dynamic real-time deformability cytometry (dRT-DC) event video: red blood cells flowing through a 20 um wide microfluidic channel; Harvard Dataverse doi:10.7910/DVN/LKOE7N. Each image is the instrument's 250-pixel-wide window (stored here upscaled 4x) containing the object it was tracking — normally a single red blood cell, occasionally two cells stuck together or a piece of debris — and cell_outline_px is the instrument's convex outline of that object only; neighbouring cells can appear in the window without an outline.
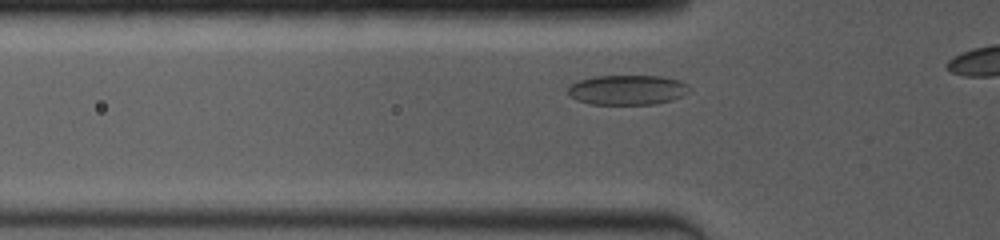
{"species": "common noctule bat (a hibernating species)", "species_latin": "Nyctalus noctula", "temperature_condition": "room temperature", "stored_images_in_passage": 27, "camera_frame_rate_fps": 4000, "um_per_image_px": 0.085, "animal": {"sex": "female", "body_mass_g": 19.0, "forearm_length_mm": 53.3}, "frame": {"image": 1, "passage_image": 14, "time_ms": 2.0, "image_size_px": [1000, 240], "cell_outline_px": [[692, 88], [688, 92], [672, 100], [656, 104], [588, 104], [576, 100], [568, 92], [568, 88], [572, 84], [580, 80], [596, 76], [660, 76], [680, 80], [688, 84]], "centroid_in_image_um": [53.36, 7.64], "position_along_channel_um": 72.4, "area_um2": 21.1}}
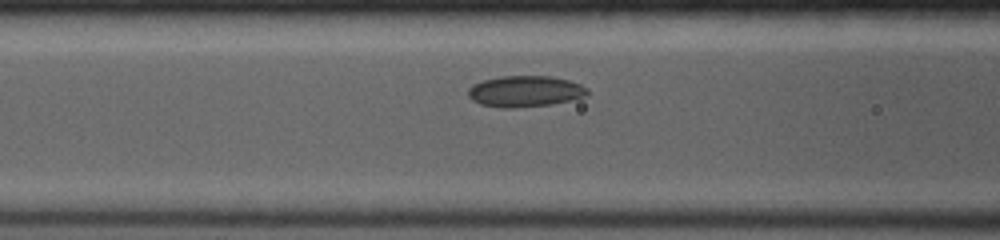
{"frame": {"image": 2, "passage_image": 20, "time_ms": 3.25, "image_size_px": [1000, 240], "cell_outline_px": [[588, 96], [552, 104], [512, 108], [504, 108], [480, 104], [472, 100], [468, 96], [468, 88], [472, 84], [484, 80], [500, 76], [552, 76], [568, 80], [580, 84], [588, 88]], "centroid_in_image_um": [44.63, 7.76], "position_along_channel_um": 122.0, "area_um2": 21.73}}
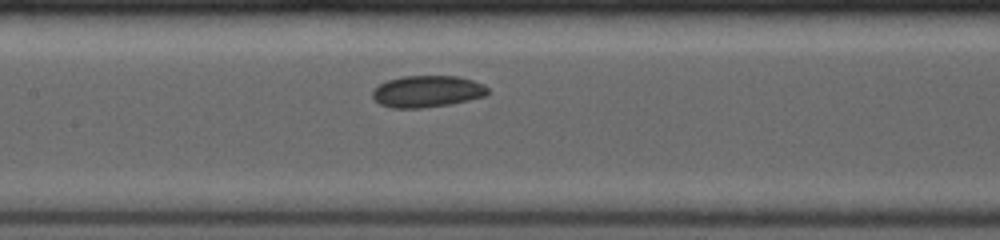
{"frame": {"image": 3, "passage_image": 25, "time_ms": 4.5, "image_size_px": [1000, 240], "cell_outline_px": [[488, 92], [484, 96], [452, 104], [420, 108], [392, 108], [380, 104], [372, 96], [372, 92], [380, 84], [388, 80], [404, 76], [460, 76], [484, 84], [488, 88]], "centroid_in_image_um": [36.33, 7.77], "position_along_channel_um": 171.1, "area_um2": 21.21}}